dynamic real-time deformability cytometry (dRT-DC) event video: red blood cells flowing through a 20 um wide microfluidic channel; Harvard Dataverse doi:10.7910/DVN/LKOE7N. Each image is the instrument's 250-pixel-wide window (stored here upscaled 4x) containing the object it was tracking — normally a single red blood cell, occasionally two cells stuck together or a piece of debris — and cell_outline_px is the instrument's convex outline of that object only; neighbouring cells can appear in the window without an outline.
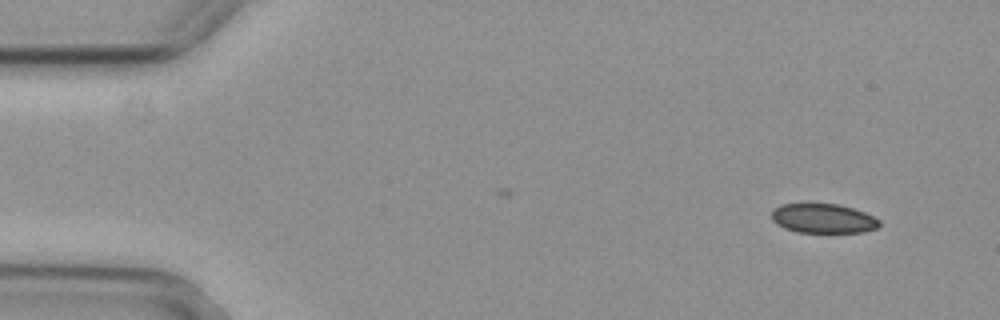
{"species": "common noctule bat (a hibernating species)", "species_latin": "Nyctalus noctula", "temperature_condition": "cold", "stored_images_in_passage": 3, "camera_frame_rate_fps": 3000, "um_per_image_px": 0.085, "animal": {"sex": "female", "body_mass_g": 29.2, "forearm_length_mm": 56.3}, "frame": {"image": 1, "passage_image": 1, "time_ms": 0.0, "image_size_px": [1000, 320], "cell_outline_px": [[880, 224], [876, 228], [864, 232], [796, 232], [784, 228], [776, 224], [772, 220], [772, 212], [780, 204], [836, 204], [852, 208], [864, 212], [880, 220]], "centroid_in_image_um": [69.96, 18.57], "position_along_channel_um": 15.0, "area_um2": 18.32}}